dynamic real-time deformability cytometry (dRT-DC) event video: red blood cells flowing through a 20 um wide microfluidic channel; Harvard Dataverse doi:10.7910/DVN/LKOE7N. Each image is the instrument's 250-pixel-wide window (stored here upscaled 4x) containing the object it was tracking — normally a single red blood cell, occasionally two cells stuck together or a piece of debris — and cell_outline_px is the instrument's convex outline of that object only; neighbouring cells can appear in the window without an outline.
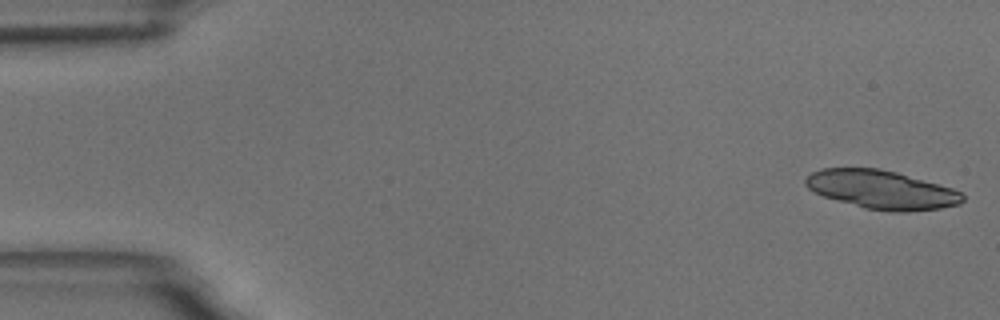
{"species": "common noctule bat (a hibernating species)", "species_latin": "Nyctalus noctula", "temperature_condition": "room temperature", "stored_images_in_passage": 55, "camera_frame_rate_fps": 3000, "um_per_image_px": 0.085, "animal": {"sex": "male", "body_mass_g": 18.8}, "frame": {"image": 1, "passage_image": 1, "time_ms": 0.0, "image_size_px": [1000, 320], "cell_outline_px": [[964, 200], [960, 204], [940, 208], [908, 212], [892, 212], [864, 208], [836, 200], [824, 196], [808, 188], [804, 184], [804, 180], [812, 172], [820, 168], [880, 168], [896, 172], [952, 188], [960, 192], [964, 196]], "centroid_in_image_um": [74.93, 16.12], "position_along_channel_um": 10.1, "area_um2": 35.26}}
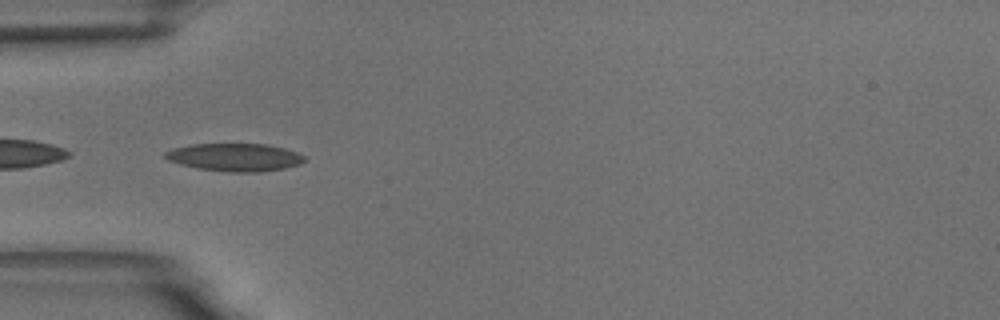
{"frame": {"image": 2, "passage_image": 17, "time_ms": 5.333, "image_size_px": [1000, 320], "cell_outline_px": [[308, 160], [300, 164], [284, 168], [264, 172], [228, 172], [196, 168], [180, 164], [168, 160], [164, 156], [164, 152], [172, 148], [192, 144], [268, 144], [300, 152]], "centroid_in_image_um": [20.0, 13.37], "position_along_channel_um": 65.0, "area_um2": 22.89}}
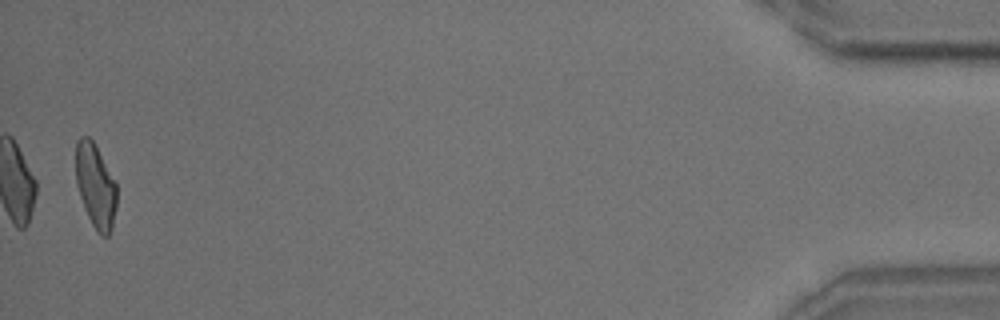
{"frame": {"image": 3, "passage_image": 54, "time_ms": 17.667, "image_size_px": [1000, 320], "cell_outline_px": [[116, 208], [112, 228], [108, 236], [100, 236], [96, 232], [84, 208], [76, 184], [76, 140], [80, 136], [88, 136], [92, 140], [116, 184]], "centroid_in_image_um": [8.1, 15.83], "position_along_channel_um": 427.1, "area_um2": 19.88}, "authors_computed_cell_mechanics": {"area_um2": 21.1548, "velocity_mm_per_s": 3.6694, "shape_relaxation_time_tau1_ms": 5.6218, "shape_relaxation_time_tau2_ms": 1.9298, "deformation_change_tau1": 0.1721, "deformation_change_tau2": 0.0876}}